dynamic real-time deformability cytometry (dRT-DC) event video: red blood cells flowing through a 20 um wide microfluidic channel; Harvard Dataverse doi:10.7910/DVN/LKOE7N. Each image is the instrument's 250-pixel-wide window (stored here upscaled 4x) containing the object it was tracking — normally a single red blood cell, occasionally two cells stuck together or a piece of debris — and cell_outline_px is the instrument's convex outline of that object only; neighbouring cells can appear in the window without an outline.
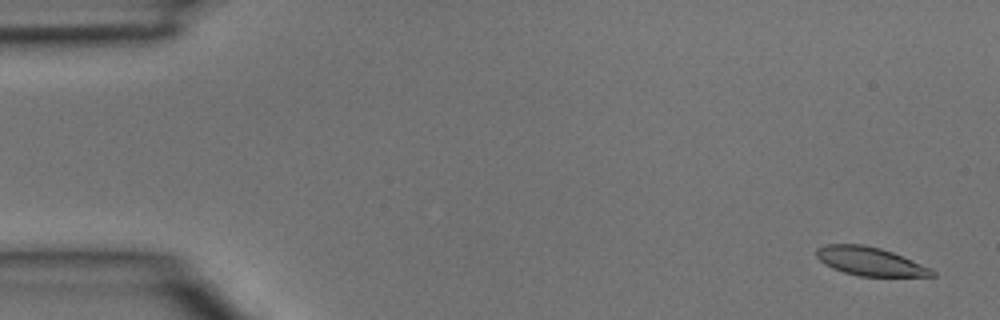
{"species": "common noctule bat (a hibernating species)", "species_latin": "Nyctalus noctula", "temperature_condition": "room temperature", "stored_images_in_passage": 5, "camera_frame_rate_fps": 3000, "um_per_image_px": 0.085, "animal": {"sex": "male", "body_mass_g": 15.6}, "frame": {"image": 1, "passage_image": 1, "time_ms": 0.0, "image_size_px": [1000, 320], "cell_outline_px": [[936, 276], [860, 276], [844, 272], [832, 268], [824, 264], [816, 256], [816, 248], [824, 244], [864, 244], [880, 248], [892, 252], [932, 268], [936, 272]], "centroid_in_image_um": [73.94, 22.21], "position_along_channel_um": 11.1, "area_um2": 19.25}}